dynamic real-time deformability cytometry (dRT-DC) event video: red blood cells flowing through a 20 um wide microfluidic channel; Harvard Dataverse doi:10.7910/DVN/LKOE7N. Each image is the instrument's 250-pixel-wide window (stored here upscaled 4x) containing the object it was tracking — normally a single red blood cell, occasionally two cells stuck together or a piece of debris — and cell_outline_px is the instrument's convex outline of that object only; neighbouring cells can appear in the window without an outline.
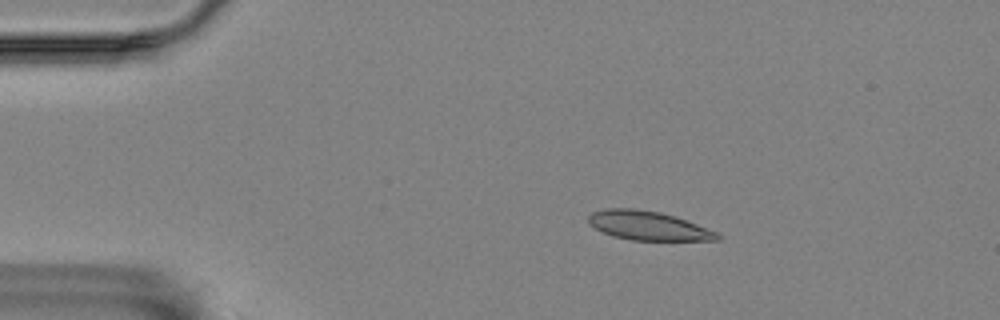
{"species": "Egyptian fruit bat (a non-hibernating species)", "species_latin": "Rousettus aegyptiacus", "temperature_condition": "room temperature", "stored_images_in_passage": 4, "camera_frame_rate_fps": 3000, "um_per_image_px": 0.085, "animal": {"sex": "female"}, "frame": {"image": 1, "passage_image": 2, "time_ms": 0.333, "image_size_px": [1000, 320], "cell_outline_px": [[724, 236], [720, 240], [632, 240], [612, 236], [588, 224], [588, 216], [592, 212], [604, 208], [636, 208], [660, 212], [676, 216], [720, 232]], "centroid_in_image_um": [55.15, 19.18], "position_along_channel_um": 29.9, "area_um2": 22.14}}